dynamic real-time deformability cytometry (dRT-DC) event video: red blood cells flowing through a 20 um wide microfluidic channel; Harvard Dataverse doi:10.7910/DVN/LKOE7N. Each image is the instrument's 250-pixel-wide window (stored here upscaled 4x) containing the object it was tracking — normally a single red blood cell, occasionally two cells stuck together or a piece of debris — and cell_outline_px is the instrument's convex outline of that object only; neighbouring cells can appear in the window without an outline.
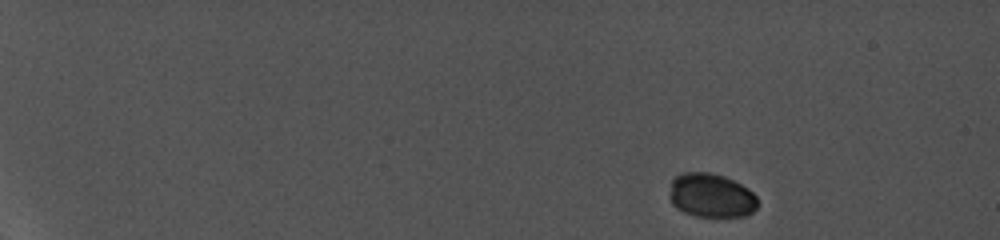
{"species": "common noctule bat (a hibernating species)", "species_latin": "Nyctalus noctula", "temperature_condition": "cold", "stored_images_in_passage": 10, "camera_frame_rate_fps": 5000, "um_per_image_px": 0.085, "animal": {"sex": "female", "body_mass_g": 19.0, "forearm_length_mm": 56.7}, "frame": {"image": 1, "passage_image": 1, "time_ms": 0.0, "image_size_px": [1000, 240], "cell_outline_px": [[756, 208], [752, 212], [744, 216], [696, 216], [684, 212], [676, 208], [672, 204], [672, 180], [676, 176], [684, 172], [708, 172], [724, 176], [748, 188], [756, 196]], "centroid_in_image_um": [60.46, 16.61], "position_along_channel_um": 24.5, "area_um2": 22.2}}
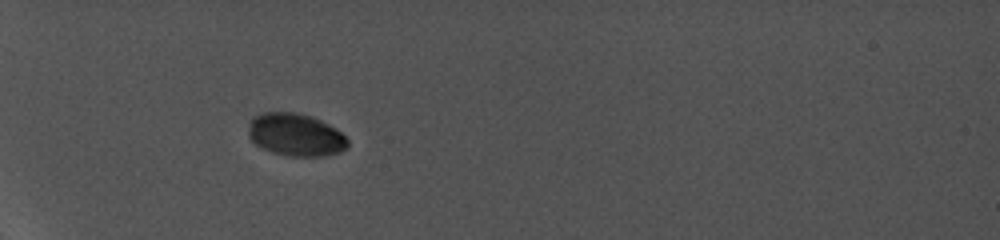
{"frame": {"image": 2, "passage_image": 7, "time_ms": 4.6, "image_size_px": [1000, 240], "cell_outline_px": [[348, 148], [340, 152], [324, 156], [292, 156], [272, 152], [256, 144], [248, 136], [248, 124], [252, 116], [260, 112], [296, 112], [312, 116], [336, 128], [348, 140]], "centroid_in_image_um": [25.11, 11.44], "position_along_channel_um": 59.9, "area_um2": 24.85}}
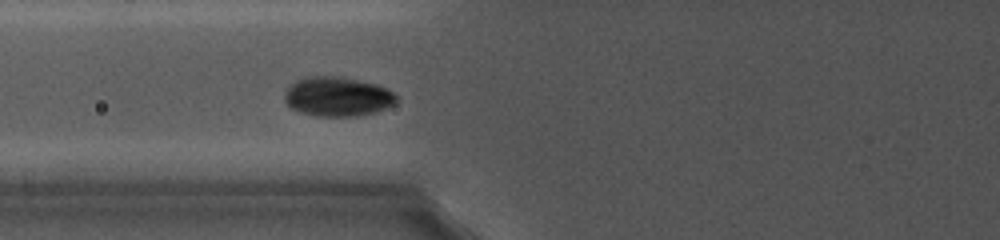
{"frame": {"image": 3, "passage_image": 9, "time_ms": 6.4, "image_size_px": [1000, 240], "cell_outline_px": [[400, 100], [396, 104], [376, 112], [356, 116], [320, 116], [300, 112], [292, 108], [284, 100], [284, 92], [288, 84], [304, 76], [344, 76], [376, 84], [392, 92]], "centroid_in_image_um": [28.68, 8.19], "position_along_channel_um": 97.1, "area_um2": 26.07}}